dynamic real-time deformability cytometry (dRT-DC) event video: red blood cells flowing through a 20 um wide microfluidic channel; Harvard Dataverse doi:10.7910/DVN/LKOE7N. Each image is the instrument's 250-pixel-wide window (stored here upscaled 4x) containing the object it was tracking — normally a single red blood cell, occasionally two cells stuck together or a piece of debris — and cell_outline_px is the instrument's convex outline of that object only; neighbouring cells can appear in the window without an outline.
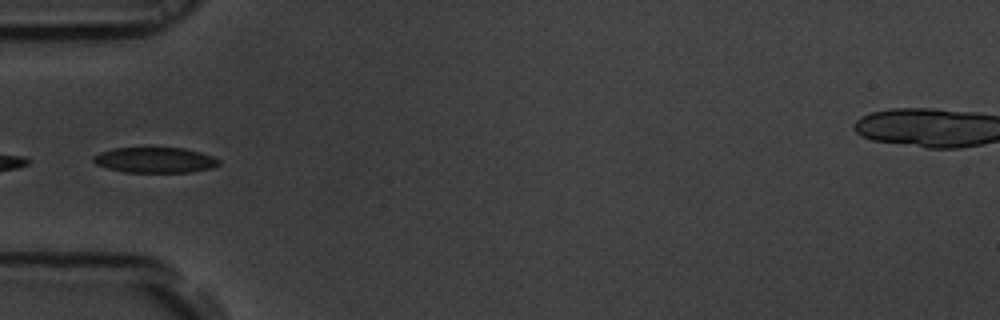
{"species": "common noctule bat (a hibernating species)", "species_latin": "Nyctalus noctula", "temperature_condition": "room temperature", "stored_images_in_passage": 37, "camera_frame_rate_fps": 3000, "um_per_image_px": 0.085, "animal": {"sex": "male", "body_mass_g": 19.5, "forearm_length_mm": 54.6}, "frame": {"image": 1, "passage_image": 1, "time_ms": 0.0, "image_size_px": [1000, 320], "cell_outline_px": [[220, 164], [212, 168], [192, 172], [124, 172], [108, 168], [96, 164], [92, 160], [92, 156], [100, 152], [112, 148], [184, 148], [200, 152], [212, 156], [220, 160]], "centroid_in_image_um": [13.17, 13.6], "position_along_channel_um": 71.8, "area_um2": 18.67}}
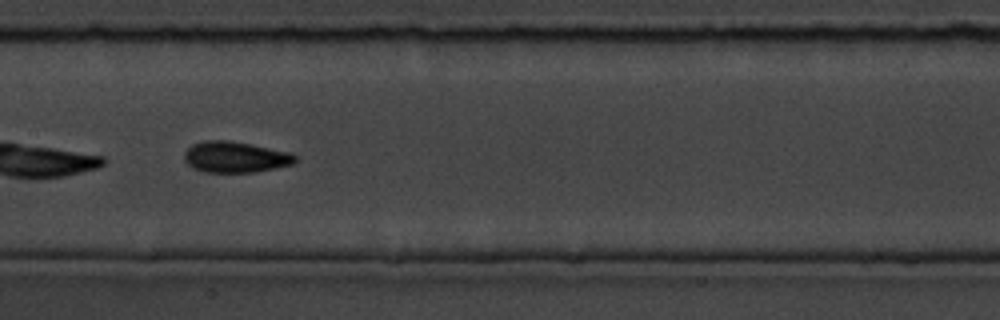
{"frame": {"image": 2, "passage_image": 10, "time_ms": 3.0, "image_size_px": [1000, 320], "cell_outline_px": [[296, 160], [292, 164], [276, 168], [256, 172], [204, 172], [192, 168], [184, 160], [184, 152], [192, 144], [204, 140], [228, 140], [252, 144], [288, 152], [296, 156]], "centroid_in_image_um": [19.96, 13.35], "position_along_channel_um": 187.4, "area_um2": 20.11}}
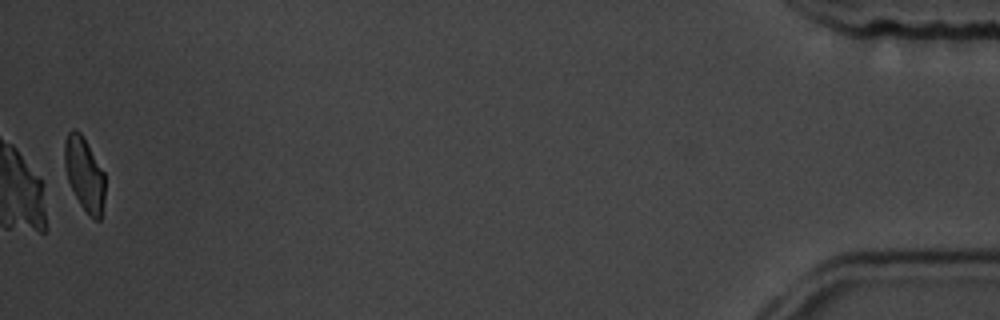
{"frame": {"image": 3, "passage_image": 36, "time_ms": 11.667, "image_size_px": [1000, 320], "cell_outline_px": [[104, 200], [100, 220], [96, 220], [80, 204], [68, 180], [64, 164], [64, 140], [68, 132], [72, 128], [80, 132], [104, 172]], "centroid_in_image_um": [7.16, 14.75], "position_along_channel_um": 428.0, "area_um2": 16.99}, "authors_computed_cell_mechanics": {"area_um2": 18.9006, "velocity_mm_per_s": 3.8484, "shape_relaxation_time_tau1_ms": 3.0096, "shape_relaxation_time_tau2_ms": 1.9177, "deformation_change_tau1": 0.0914, "deformation_change_tau2": 0.0617}}